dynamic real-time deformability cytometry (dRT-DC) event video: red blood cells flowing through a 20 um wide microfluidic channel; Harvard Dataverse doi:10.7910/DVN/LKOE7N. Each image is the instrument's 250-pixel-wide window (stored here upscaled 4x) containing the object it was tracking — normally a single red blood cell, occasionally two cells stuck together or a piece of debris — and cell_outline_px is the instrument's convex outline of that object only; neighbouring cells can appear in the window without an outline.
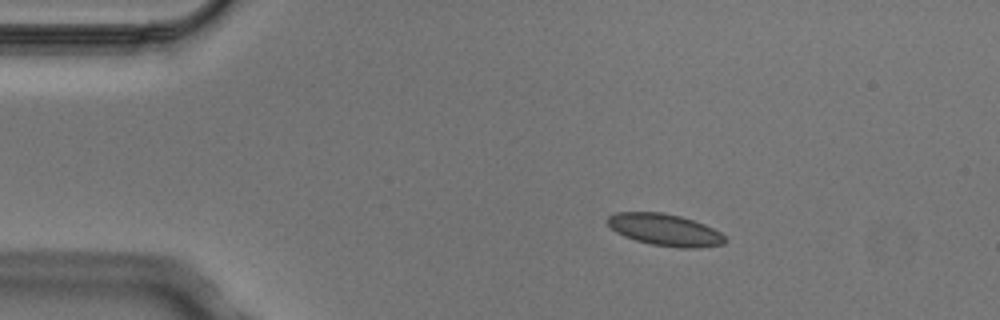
{"species": "Egyptian fruit bat (a non-hibernating species)", "species_latin": "Rousettus aegyptiacus", "temperature_condition": "cold", "stored_images_in_passage": 7, "camera_frame_rate_fps": 3000, "um_per_image_px": 0.085, "animal": {"sex": "male"}, "frame": {"image": 1, "passage_image": 2, "time_ms": 0.333, "image_size_px": [1000, 320], "cell_outline_px": [[728, 240], [724, 244], [696, 248], [680, 248], [652, 244], [636, 240], [624, 236], [616, 232], [608, 224], [608, 216], [616, 212], [664, 212], [680, 216], [704, 224], [720, 232]], "centroid_in_image_um": [56.53, 19.53], "position_along_channel_um": 28.5, "area_um2": 21.73}}
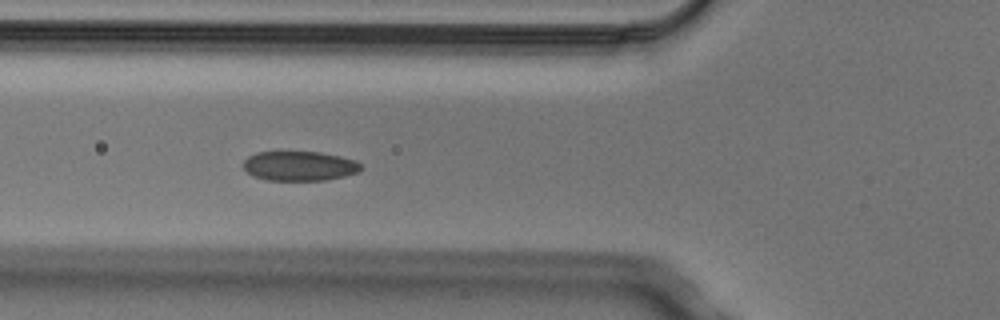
{"frame": {"image": 2, "passage_image": 5, "time_ms": 1.333, "image_size_px": [1000, 320], "cell_outline_px": [[364, 168], [360, 172], [344, 176], [324, 180], [268, 180], [252, 176], [244, 168], [244, 160], [248, 156], [256, 152], [320, 152], [340, 156], [356, 160]], "centroid_in_image_um": [25.48, 14.1], "position_along_channel_um": 100.3, "area_um2": 20.35}}
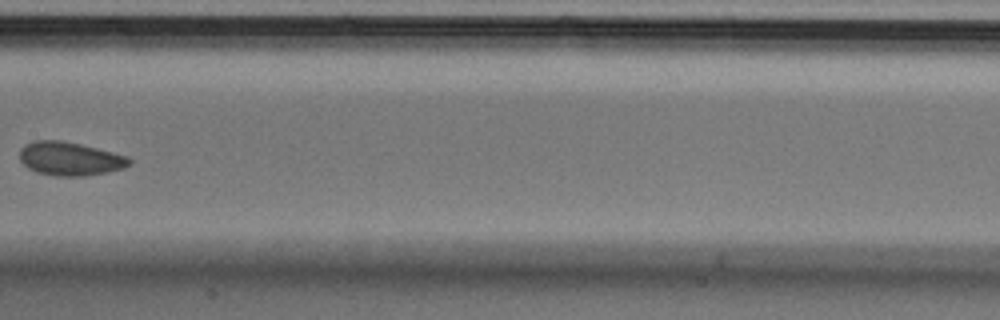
{"frame": {"image": 3, "passage_image": 7, "time_ms": 2.0, "image_size_px": [1000, 320], "cell_outline_px": [[132, 164], [124, 168], [84, 176], [52, 176], [36, 172], [28, 168], [20, 160], [20, 148], [24, 144], [32, 140], [60, 140], [80, 144], [128, 156], [132, 160]], "centroid_in_image_um": [5.92, 13.49], "position_along_channel_um": 201.5, "area_um2": 21.56}}